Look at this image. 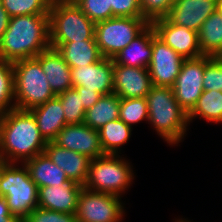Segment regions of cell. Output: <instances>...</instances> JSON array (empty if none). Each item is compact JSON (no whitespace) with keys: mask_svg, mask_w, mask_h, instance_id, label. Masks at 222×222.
<instances>
[{"mask_svg":"<svg viewBox=\"0 0 222 222\" xmlns=\"http://www.w3.org/2000/svg\"><path fill=\"white\" fill-rule=\"evenodd\" d=\"M56 97L61 101L66 124L84 123L86 111L76 88L72 87Z\"/></svg>","mask_w":222,"mask_h":222,"instance_id":"cell-31","label":"cell"},{"mask_svg":"<svg viewBox=\"0 0 222 222\" xmlns=\"http://www.w3.org/2000/svg\"><path fill=\"white\" fill-rule=\"evenodd\" d=\"M203 89L222 92V58L206 56L203 74Z\"/></svg>","mask_w":222,"mask_h":222,"instance_id":"cell-33","label":"cell"},{"mask_svg":"<svg viewBox=\"0 0 222 222\" xmlns=\"http://www.w3.org/2000/svg\"><path fill=\"white\" fill-rule=\"evenodd\" d=\"M44 152L53 163L65 171L70 181L82 186L86 183L91 159L78 152L65 149L53 141L47 142Z\"/></svg>","mask_w":222,"mask_h":222,"instance_id":"cell-18","label":"cell"},{"mask_svg":"<svg viewBox=\"0 0 222 222\" xmlns=\"http://www.w3.org/2000/svg\"><path fill=\"white\" fill-rule=\"evenodd\" d=\"M50 48L49 14L10 17L0 40V59L14 63L34 58Z\"/></svg>","mask_w":222,"mask_h":222,"instance_id":"cell-2","label":"cell"},{"mask_svg":"<svg viewBox=\"0 0 222 222\" xmlns=\"http://www.w3.org/2000/svg\"><path fill=\"white\" fill-rule=\"evenodd\" d=\"M47 141L30 110L14 108L0 115V161L24 163L44 153Z\"/></svg>","mask_w":222,"mask_h":222,"instance_id":"cell-1","label":"cell"},{"mask_svg":"<svg viewBox=\"0 0 222 222\" xmlns=\"http://www.w3.org/2000/svg\"><path fill=\"white\" fill-rule=\"evenodd\" d=\"M30 111L37 121L41 135L47 142L53 141L66 125L63 107L57 97Z\"/></svg>","mask_w":222,"mask_h":222,"instance_id":"cell-22","label":"cell"},{"mask_svg":"<svg viewBox=\"0 0 222 222\" xmlns=\"http://www.w3.org/2000/svg\"><path fill=\"white\" fill-rule=\"evenodd\" d=\"M10 17L49 14L52 0H0Z\"/></svg>","mask_w":222,"mask_h":222,"instance_id":"cell-30","label":"cell"},{"mask_svg":"<svg viewBox=\"0 0 222 222\" xmlns=\"http://www.w3.org/2000/svg\"><path fill=\"white\" fill-rule=\"evenodd\" d=\"M217 7L218 0H177L166 18L173 24L198 32Z\"/></svg>","mask_w":222,"mask_h":222,"instance_id":"cell-16","label":"cell"},{"mask_svg":"<svg viewBox=\"0 0 222 222\" xmlns=\"http://www.w3.org/2000/svg\"><path fill=\"white\" fill-rule=\"evenodd\" d=\"M156 35L151 23L112 59L115 64L148 68L152 57V38Z\"/></svg>","mask_w":222,"mask_h":222,"instance_id":"cell-20","label":"cell"},{"mask_svg":"<svg viewBox=\"0 0 222 222\" xmlns=\"http://www.w3.org/2000/svg\"><path fill=\"white\" fill-rule=\"evenodd\" d=\"M131 163L119 154H104L91 160L88 177L83 185L94 192L123 197L133 184L134 170Z\"/></svg>","mask_w":222,"mask_h":222,"instance_id":"cell-5","label":"cell"},{"mask_svg":"<svg viewBox=\"0 0 222 222\" xmlns=\"http://www.w3.org/2000/svg\"><path fill=\"white\" fill-rule=\"evenodd\" d=\"M19 164L0 161V195L6 199L12 215L23 221L38 207L39 188L25 164Z\"/></svg>","mask_w":222,"mask_h":222,"instance_id":"cell-4","label":"cell"},{"mask_svg":"<svg viewBox=\"0 0 222 222\" xmlns=\"http://www.w3.org/2000/svg\"><path fill=\"white\" fill-rule=\"evenodd\" d=\"M80 95L81 103L85 111L89 110L100 98L101 94L95 90H86L82 86H73Z\"/></svg>","mask_w":222,"mask_h":222,"instance_id":"cell-37","label":"cell"},{"mask_svg":"<svg viewBox=\"0 0 222 222\" xmlns=\"http://www.w3.org/2000/svg\"><path fill=\"white\" fill-rule=\"evenodd\" d=\"M0 222H23L20 218L12 213H0Z\"/></svg>","mask_w":222,"mask_h":222,"instance_id":"cell-39","label":"cell"},{"mask_svg":"<svg viewBox=\"0 0 222 222\" xmlns=\"http://www.w3.org/2000/svg\"><path fill=\"white\" fill-rule=\"evenodd\" d=\"M0 213H11L7 201L3 196H0Z\"/></svg>","mask_w":222,"mask_h":222,"instance_id":"cell-40","label":"cell"},{"mask_svg":"<svg viewBox=\"0 0 222 222\" xmlns=\"http://www.w3.org/2000/svg\"><path fill=\"white\" fill-rule=\"evenodd\" d=\"M151 87L148 68L128 67L113 62V93L120 98H144Z\"/></svg>","mask_w":222,"mask_h":222,"instance_id":"cell-14","label":"cell"},{"mask_svg":"<svg viewBox=\"0 0 222 222\" xmlns=\"http://www.w3.org/2000/svg\"><path fill=\"white\" fill-rule=\"evenodd\" d=\"M156 36L184 59L202 56L198 32L171 23L166 17L151 22Z\"/></svg>","mask_w":222,"mask_h":222,"instance_id":"cell-12","label":"cell"},{"mask_svg":"<svg viewBox=\"0 0 222 222\" xmlns=\"http://www.w3.org/2000/svg\"><path fill=\"white\" fill-rule=\"evenodd\" d=\"M112 17H143L139 0H110Z\"/></svg>","mask_w":222,"mask_h":222,"instance_id":"cell-36","label":"cell"},{"mask_svg":"<svg viewBox=\"0 0 222 222\" xmlns=\"http://www.w3.org/2000/svg\"><path fill=\"white\" fill-rule=\"evenodd\" d=\"M150 23L144 17H112L95 24V39L104 58L113 59Z\"/></svg>","mask_w":222,"mask_h":222,"instance_id":"cell-8","label":"cell"},{"mask_svg":"<svg viewBox=\"0 0 222 222\" xmlns=\"http://www.w3.org/2000/svg\"><path fill=\"white\" fill-rule=\"evenodd\" d=\"M202 118L206 122L222 123V92L204 90L194 108L188 113L189 125L193 119Z\"/></svg>","mask_w":222,"mask_h":222,"instance_id":"cell-27","label":"cell"},{"mask_svg":"<svg viewBox=\"0 0 222 222\" xmlns=\"http://www.w3.org/2000/svg\"><path fill=\"white\" fill-rule=\"evenodd\" d=\"M35 58L40 62L49 85L56 96L73 87L71 68L57 49L50 47Z\"/></svg>","mask_w":222,"mask_h":222,"instance_id":"cell-19","label":"cell"},{"mask_svg":"<svg viewBox=\"0 0 222 222\" xmlns=\"http://www.w3.org/2000/svg\"><path fill=\"white\" fill-rule=\"evenodd\" d=\"M121 198L83 187L78 196L77 222H121L125 216Z\"/></svg>","mask_w":222,"mask_h":222,"instance_id":"cell-9","label":"cell"},{"mask_svg":"<svg viewBox=\"0 0 222 222\" xmlns=\"http://www.w3.org/2000/svg\"><path fill=\"white\" fill-rule=\"evenodd\" d=\"M75 3L95 24L112 18L110 0H77Z\"/></svg>","mask_w":222,"mask_h":222,"instance_id":"cell-32","label":"cell"},{"mask_svg":"<svg viewBox=\"0 0 222 222\" xmlns=\"http://www.w3.org/2000/svg\"><path fill=\"white\" fill-rule=\"evenodd\" d=\"M142 16L151 23L152 21L166 17L172 7L170 0H139Z\"/></svg>","mask_w":222,"mask_h":222,"instance_id":"cell-34","label":"cell"},{"mask_svg":"<svg viewBox=\"0 0 222 222\" xmlns=\"http://www.w3.org/2000/svg\"><path fill=\"white\" fill-rule=\"evenodd\" d=\"M53 142L65 149L78 152L91 160L103 156L99 132L84 123L66 124Z\"/></svg>","mask_w":222,"mask_h":222,"instance_id":"cell-13","label":"cell"},{"mask_svg":"<svg viewBox=\"0 0 222 222\" xmlns=\"http://www.w3.org/2000/svg\"><path fill=\"white\" fill-rule=\"evenodd\" d=\"M12 68L15 108L31 110L56 97L35 57L16 61Z\"/></svg>","mask_w":222,"mask_h":222,"instance_id":"cell-6","label":"cell"},{"mask_svg":"<svg viewBox=\"0 0 222 222\" xmlns=\"http://www.w3.org/2000/svg\"><path fill=\"white\" fill-rule=\"evenodd\" d=\"M50 47L57 49L70 68L88 66L103 58L96 40L50 42Z\"/></svg>","mask_w":222,"mask_h":222,"instance_id":"cell-21","label":"cell"},{"mask_svg":"<svg viewBox=\"0 0 222 222\" xmlns=\"http://www.w3.org/2000/svg\"><path fill=\"white\" fill-rule=\"evenodd\" d=\"M120 97L115 93L102 95L101 98L85 112L84 124L98 130L109 121L119 119Z\"/></svg>","mask_w":222,"mask_h":222,"instance_id":"cell-25","label":"cell"},{"mask_svg":"<svg viewBox=\"0 0 222 222\" xmlns=\"http://www.w3.org/2000/svg\"><path fill=\"white\" fill-rule=\"evenodd\" d=\"M83 186L77 182L70 181L55 187H39L38 207L57 211L61 213L76 214L78 196Z\"/></svg>","mask_w":222,"mask_h":222,"instance_id":"cell-17","label":"cell"},{"mask_svg":"<svg viewBox=\"0 0 222 222\" xmlns=\"http://www.w3.org/2000/svg\"><path fill=\"white\" fill-rule=\"evenodd\" d=\"M49 18L50 42L96 40L95 23L75 2L52 0Z\"/></svg>","mask_w":222,"mask_h":222,"instance_id":"cell-7","label":"cell"},{"mask_svg":"<svg viewBox=\"0 0 222 222\" xmlns=\"http://www.w3.org/2000/svg\"><path fill=\"white\" fill-rule=\"evenodd\" d=\"M148 124L167 144L178 146L187 135L188 113L178 104L172 87L152 85L146 95Z\"/></svg>","mask_w":222,"mask_h":222,"instance_id":"cell-3","label":"cell"},{"mask_svg":"<svg viewBox=\"0 0 222 222\" xmlns=\"http://www.w3.org/2000/svg\"><path fill=\"white\" fill-rule=\"evenodd\" d=\"M23 222H77L76 214L61 213L36 207Z\"/></svg>","mask_w":222,"mask_h":222,"instance_id":"cell-35","label":"cell"},{"mask_svg":"<svg viewBox=\"0 0 222 222\" xmlns=\"http://www.w3.org/2000/svg\"><path fill=\"white\" fill-rule=\"evenodd\" d=\"M73 86L95 90L101 95L113 93V60L102 58L88 66L71 68Z\"/></svg>","mask_w":222,"mask_h":222,"instance_id":"cell-15","label":"cell"},{"mask_svg":"<svg viewBox=\"0 0 222 222\" xmlns=\"http://www.w3.org/2000/svg\"><path fill=\"white\" fill-rule=\"evenodd\" d=\"M198 43L203 55L222 56V14L218 9L200 27Z\"/></svg>","mask_w":222,"mask_h":222,"instance_id":"cell-24","label":"cell"},{"mask_svg":"<svg viewBox=\"0 0 222 222\" xmlns=\"http://www.w3.org/2000/svg\"><path fill=\"white\" fill-rule=\"evenodd\" d=\"M132 129L120 119L109 121L98 129L100 145L104 154H121V148L129 141Z\"/></svg>","mask_w":222,"mask_h":222,"instance_id":"cell-26","label":"cell"},{"mask_svg":"<svg viewBox=\"0 0 222 222\" xmlns=\"http://www.w3.org/2000/svg\"><path fill=\"white\" fill-rule=\"evenodd\" d=\"M217 9L220 11V13L222 14V0H218V7Z\"/></svg>","mask_w":222,"mask_h":222,"instance_id":"cell-41","label":"cell"},{"mask_svg":"<svg viewBox=\"0 0 222 222\" xmlns=\"http://www.w3.org/2000/svg\"><path fill=\"white\" fill-rule=\"evenodd\" d=\"M184 60L155 35L152 38V57L148 67L152 85L172 87Z\"/></svg>","mask_w":222,"mask_h":222,"instance_id":"cell-11","label":"cell"},{"mask_svg":"<svg viewBox=\"0 0 222 222\" xmlns=\"http://www.w3.org/2000/svg\"><path fill=\"white\" fill-rule=\"evenodd\" d=\"M9 20L10 16L0 2V40L9 25Z\"/></svg>","mask_w":222,"mask_h":222,"instance_id":"cell-38","label":"cell"},{"mask_svg":"<svg viewBox=\"0 0 222 222\" xmlns=\"http://www.w3.org/2000/svg\"><path fill=\"white\" fill-rule=\"evenodd\" d=\"M175 222H191L190 220H186V219H183V218H179L177 220H175Z\"/></svg>","mask_w":222,"mask_h":222,"instance_id":"cell-42","label":"cell"},{"mask_svg":"<svg viewBox=\"0 0 222 222\" xmlns=\"http://www.w3.org/2000/svg\"><path fill=\"white\" fill-rule=\"evenodd\" d=\"M14 108V72L12 63L0 59V115Z\"/></svg>","mask_w":222,"mask_h":222,"instance_id":"cell-28","label":"cell"},{"mask_svg":"<svg viewBox=\"0 0 222 222\" xmlns=\"http://www.w3.org/2000/svg\"><path fill=\"white\" fill-rule=\"evenodd\" d=\"M29 171L30 178L39 187L56 185L62 186L70 182L59 166L52 162L44 152L24 162Z\"/></svg>","mask_w":222,"mask_h":222,"instance_id":"cell-23","label":"cell"},{"mask_svg":"<svg viewBox=\"0 0 222 222\" xmlns=\"http://www.w3.org/2000/svg\"><path fill=\"white\" fill-rule=\"evenodd\" d=\"M119 119L129 125L148 121L147 100L144 98H120Z\"/></svg>","mask_w":222,"mask_h":222,"instance_id":"cell-29","label":"cell"},{"mask_svg":"<svg viewBox=\"0 0 222 222\" xmlns=\"http://www.w3.org/2000/svg\"><path fill=\"white\" fill-rule=\"evenodd\" d=\"M205 65L206 55L185 59L172 86L175 99L187 113L194 108L204 91L202 80Z\"/></svg>","mask_w":222,"mask_h":222,"instance_id":"cell-10","label":"cell"}]
</instances>
